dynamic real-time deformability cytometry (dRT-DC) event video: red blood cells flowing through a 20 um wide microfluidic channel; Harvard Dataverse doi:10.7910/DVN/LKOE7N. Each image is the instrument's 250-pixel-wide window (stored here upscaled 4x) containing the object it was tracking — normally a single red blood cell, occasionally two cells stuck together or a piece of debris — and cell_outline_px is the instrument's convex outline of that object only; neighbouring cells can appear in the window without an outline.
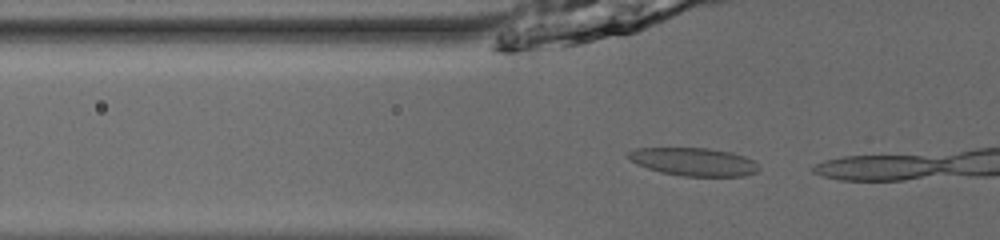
{"species": "common noctule bat (a hibernating species)", "species_latin": "Nyctalus noctula", "temperature_condition": "room temperature", "stored_images_in_passage": 17, "camera_frame_rate_fps": 3000, "um_per_image_px": 0.085, "animal": {"sex": "male", "body_mass_g": 13.0, "forearm_length_mm": 53.1}, "frame": {"image": 1, "passage_image": 15, "time_ms": 4.667, "image_size_px": [1000, 240], "cell_outline_px": [[760, 168], [756, 172], [744, 176], [680, 176], [660, 172], [636, 164], [628, 156], [628, 152], [636, 148], [708, 148], [732, 152], [744, 156], [752, 160]], "centroid_in_image_um": [58.97, 13.75], "position_along_channel_um": 66.8, "area_um2": 21.27}}